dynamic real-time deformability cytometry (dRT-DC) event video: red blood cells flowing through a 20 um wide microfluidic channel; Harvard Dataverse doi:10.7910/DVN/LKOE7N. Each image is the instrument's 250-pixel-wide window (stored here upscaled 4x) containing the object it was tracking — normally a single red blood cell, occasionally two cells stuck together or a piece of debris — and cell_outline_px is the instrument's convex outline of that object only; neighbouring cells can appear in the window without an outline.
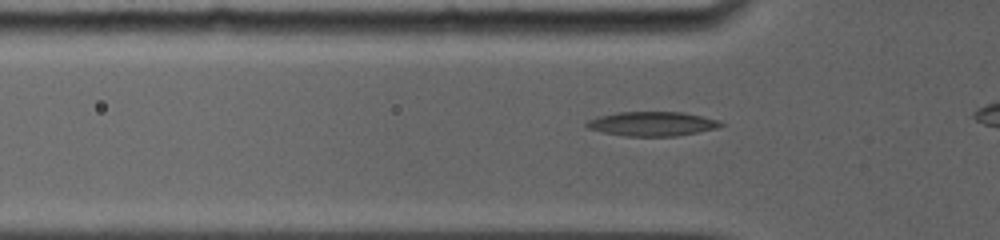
{"species": "common noctule bat (a hibernating species)", "species_latin": "Nyctalus noctula", "temperature_condition": "room temperature", "stored_images_in_passage": 24, "camera_frame_rate_fps": 5000, "um_per_image_px": 0.085, "animal": {"sex": "female", "body_mass_g": 19.0, "forearm_length_mm": 56.7}, "frame": {"image": 1, "passage_image": 13, "time_ms": 2.6, "image_size_px": [1000, 240], "cell_outline_px": [[724, 124], [716, 128], [676, 136], [628, 136], [604, 132], [588, 128], [584, 124], [588, 120], [600, 116], [616, 112], [684, 112], [720, 120]], "centroid_in_image_um": [55.44, 10.51], "position_along_channel_um": 70.4, "area_um2": 18.84}}
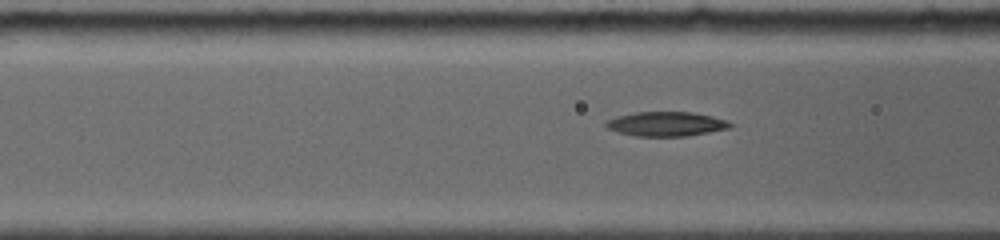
{"frame": {"image": 2, "passage_image": 17, "time_ms": 3.6, "image_size_px": [1000, 240], "cell_outline_px": [[736, 124], [732, 128], [684, 136], [636, 136], [620, 132], [608, 128], [604, 124], [604, 120], [616, 116], [636, 112], [692, 112], [712, 116], [728, 120]], "centroid_in_image_um": [56.66, 10.53], "position_along_channel_um": 109.9, "area_um2": 17.8}}
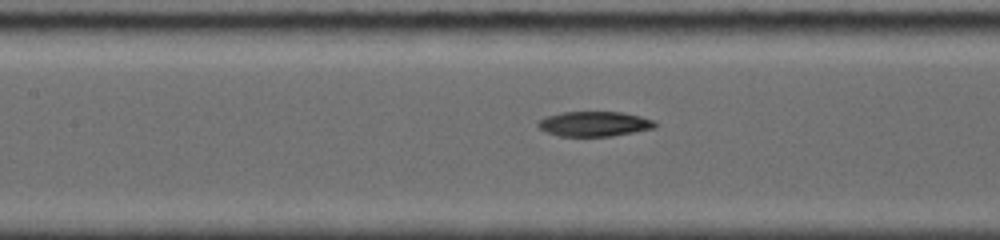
{"frame": {"image": 3, "passage_image": 21, "time_ms": 4.8, "image_size_px": [1000, 240], "cell_outline_px": [[660, 124], [656, 128], [612, 136], [560, 136], [548, 132], [540, 128], [536, 124], [536, 120], [560, 112], [620, 112], [640, 116], [656, 120]], "centroid_in_image_um": [50.56, 10.52], "position_along_channel_um": 156.8, "area_um2": 17.17}}